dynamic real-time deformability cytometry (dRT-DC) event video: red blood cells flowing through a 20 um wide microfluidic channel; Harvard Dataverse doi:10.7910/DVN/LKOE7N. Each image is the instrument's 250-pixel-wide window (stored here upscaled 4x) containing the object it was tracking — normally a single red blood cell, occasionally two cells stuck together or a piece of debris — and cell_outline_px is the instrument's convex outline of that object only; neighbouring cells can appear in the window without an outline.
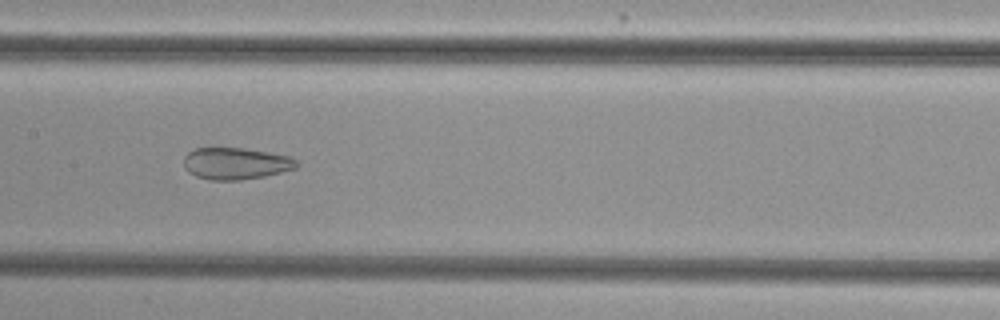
{"species": "common noctule bat (a hibernating species)", "species_latin": "Nyctalus noctula", "temperature_condition": "cold", "stored_images_in_passage": 53, "camera_frame_rate_fps": 3000, "um_per_image_px": 0.085, "animal": {"sex": "female", "body_mass_g": 29.2, "forearm_length_mm": 56.3}, "frame": {"image": 1, "passage_image": 27, "time_ms": 8.667, "image_size_px": [1000, 320], "cell_outline_px": [[300, 164], [296, 168], [264, 176], [240, 180], [208, 180], [196, 176], [188, 172], [184, 168], [184, 156], [188, 152], [196, 148], [244, 148], [292, 156]], "centroid_in_image_um": [20.04, 13.89], "position_along_channel_um": 187.4, "area_um2": 21.04}}
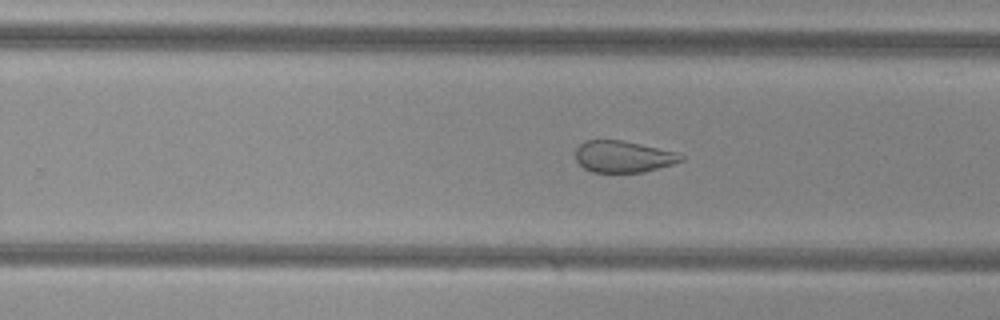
{"frame": {"image": 2, "passage_image": 34, "time_ms": 11.0, "image_size_px": [1000, 320], "cell_outline_px": [[684, 160], [672, 164], [644, 172], [592, 172], [584, 168], [576, 160], [576, 148], [584, 140], [624, 140], [680, 152], [684, 156]], "centroid_in_image_um": [53.01, 13.3], "position_along_channel_um": 276.8, "area_um2": 19.65}}
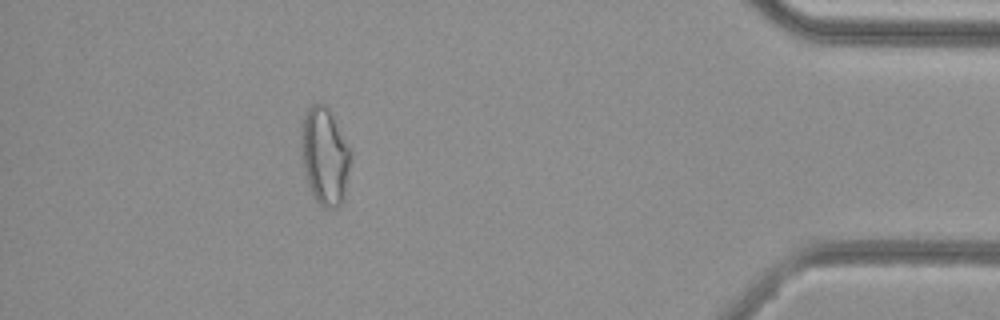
{"frame": {"image": 3, "passage_image": 48, "time_ms": 15.667, "image_size_px": [1000, 320], "cell_outline_px": [[352, 148], [344, 200], [336, 208], [324, 208], [312, 196], [308, 184], [300, 152], [300, 132], [304, 116], [308, 108], [312, 104], [324, 104], [328, 108]], "centroid_in_image_um": [27.6, 13.27], "position_along_channel_um": 407.6, "area_um2": 28.44}, "authors_computed_cell_mechanics": {"area_um2": 27.2816, "velocity_mm_per_s": 3.8455, "shape_relaxation_time_tau1_ms": null, "shape_relaxation_time_tau2_ms": 1.6423, "deformation_change_tau1": null, "deformation_change_tau2": 0.0866}}